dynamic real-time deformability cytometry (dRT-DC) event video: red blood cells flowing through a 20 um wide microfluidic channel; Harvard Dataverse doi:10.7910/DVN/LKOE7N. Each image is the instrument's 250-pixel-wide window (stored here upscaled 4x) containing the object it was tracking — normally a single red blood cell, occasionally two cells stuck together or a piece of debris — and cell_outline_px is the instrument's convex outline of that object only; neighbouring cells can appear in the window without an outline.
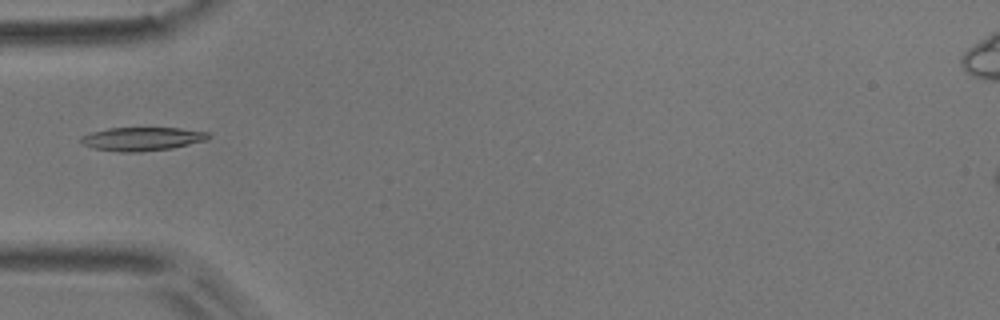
{"species": "common noctule bat (a hibernating species)", "species_latin": "Nyctalus noctula", "temperature_condition": "room temperature", "stored_images_in_passage": 2, "camera_frame_rate_fps": 3000, "um_per_image_px": 0.085, "animal": {"sex": "male", "body_mass_g": 17.9}, "frame": {"image": 1, "passage_image": 1, "time_ms": 0.0, "image_size_px": [1000, 320], "cell_outline_px": [[212, 136], [208, 140], [172, 148], [140, 152], [120, 152], [92, 148], [84, 144], [80, 140], [80, 136], [92, 132], [108, 128], [180, 128], [208, 132]], "centroid_in_image_um": [12.1, 11.81], "position_along_channel_um": 72.9, "area_um2": 17.57}}
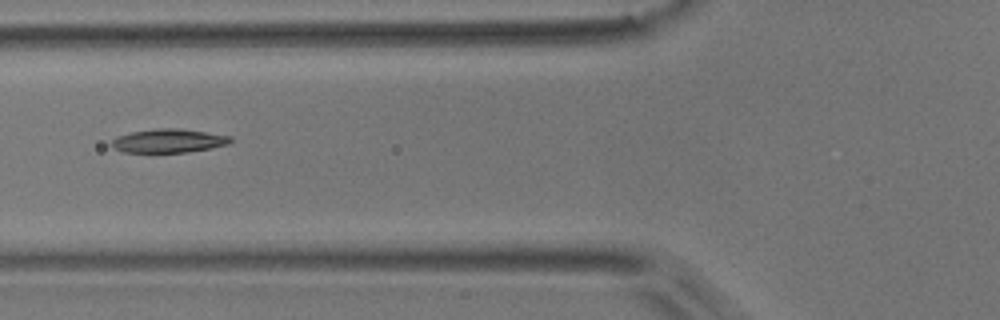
{"frame": {"image": 2, "passage_image": 2, "time_ms": 0.333, "image_size_px": [1000, 320], "cell_outline_px": [[232, 140], [228, 144], [188, 152], [124, 152], [116, 148], [112, 144], [112, 140], [116, 136], [132, 132], [156, 128], [180, 128], [232, 136]], "centroid_in_image_um": [14.35, 11.95], "position_along_channel_um": 111.5, "area_um2": 16.24}}